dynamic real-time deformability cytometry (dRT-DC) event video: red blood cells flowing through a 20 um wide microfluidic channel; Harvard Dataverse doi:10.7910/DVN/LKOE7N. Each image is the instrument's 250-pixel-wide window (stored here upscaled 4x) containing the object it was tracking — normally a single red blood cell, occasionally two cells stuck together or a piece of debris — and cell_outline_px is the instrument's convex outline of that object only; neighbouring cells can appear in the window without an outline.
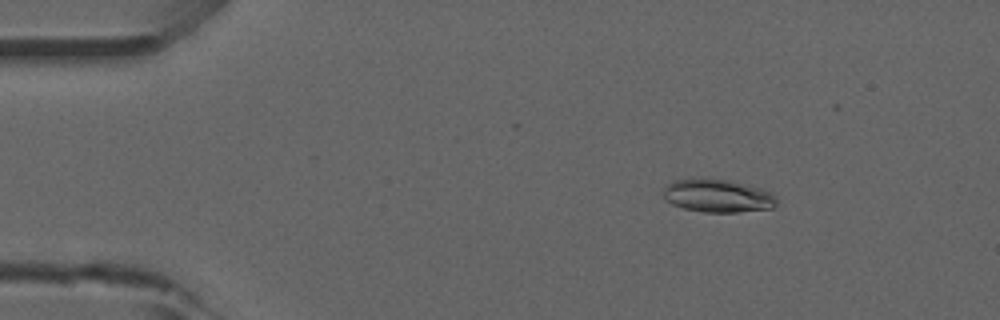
{"species": "common noctule bat (a hibernating species)", "species_latin": "Nyctalus noctula", "temperature_condition": "room temperature", "stored_images_in_passage": 53, "camera_frame_rate_fps": 3000, "um_per_image_px": 0.085, "animal": {"sex": "male", "forearm_length_mm": 52.5}, "frame": {"image": 1, "passage_image": 8, "time_ms": 2.333, "image_size_px": [1000, 320], "cell_outline_px": [[776, 204], [772, 208], [740, 212], [704, 212], [684, 208], [672, 204], [664, 196], [664, 188], [672, 180], [692, 176], [708, 176], [728, 180], [764, 188], [772, 192], [776, 196]], "centroid_in_image_um": [61.0, 16.59], "position_along_channel_um": 24.0, "area_um2": 22.54}}
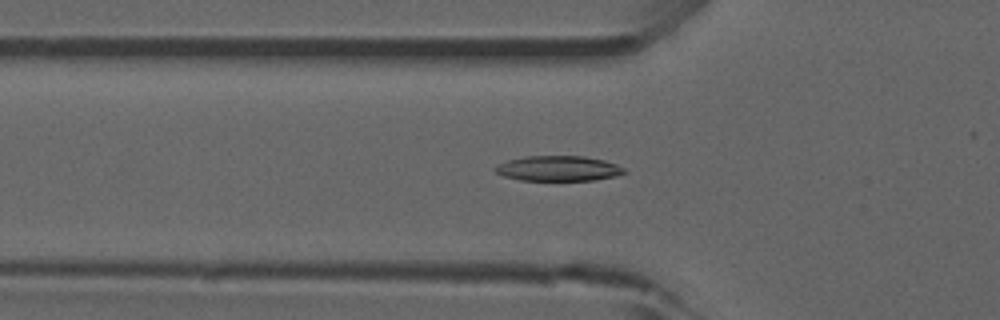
{"frame": {"image": 2, "passage_image": 18, "time_ms": 5.667, "image_size_px": [1000, 320], "cell_outline_px": [[628, 172], [616, 176], [592, 180], [520, 180], [504, 176], [496, 172], [492, 168], [496, 164], [508, 160], [524, 156], [584, 156], [604, 160], [616, 164], [624, 168]], "centroid_in_image_um": [47.44, 14.31], "position_along_channel_um": 78.4, "area_um2": 19.02}}
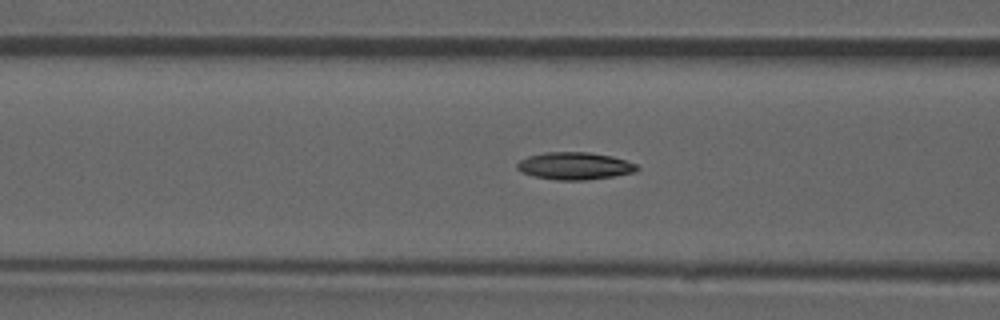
{"frame": {"image": 3, "passage_image": 21, "time_ms": 6.667, "image_size_px": [1000, 320], "cell_outline_px": [[640, 168], [636, 172], [612, 176], [584, 180], [556, 180], [532, 176], [520, 172], [516, 168], [516, 164], [520, 160], [528, 156], [544, 152], [588, 152], [612, 156], [636, 164]], "centroid_in_image_um": [48.81, 14.1], "position_along_channel_um": 117.8, "area_um2": 19.19}, "authors_computed_cell_mechanics": {"area_um2": 18.5538, "velocity_mm_per_s": 3.869, "shape_relaxation_time_tau1_ms": 7.6038, "shape_relaxation_time_tau2_ms": 4.4727, "deformation_change_tau1": 0.2103, "deformation_change_tau2": 0.0997}}